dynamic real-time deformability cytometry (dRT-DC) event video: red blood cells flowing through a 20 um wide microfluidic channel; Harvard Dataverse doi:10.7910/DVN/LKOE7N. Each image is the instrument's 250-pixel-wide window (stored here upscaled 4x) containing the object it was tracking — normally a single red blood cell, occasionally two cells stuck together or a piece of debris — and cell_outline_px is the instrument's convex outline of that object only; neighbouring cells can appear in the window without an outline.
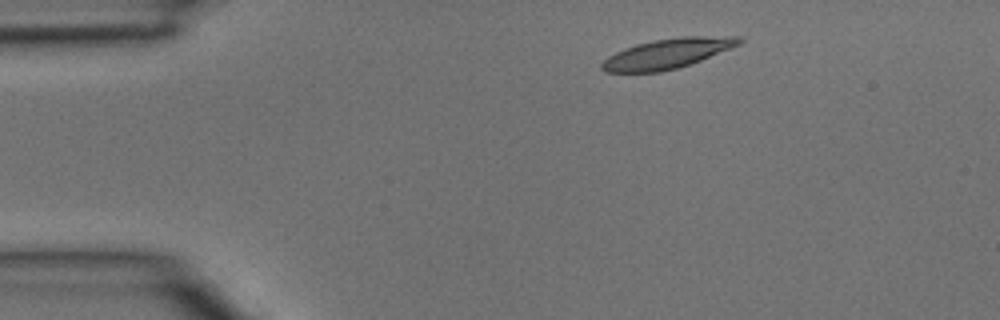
{"species": "common noctule bat (a hibernating species)", "species_latin": "Nyctalus noctula", "temperature_condition": "room temperature", "stored_images_in_passage": 3, "camera_frame_rate_fps": 3000, "um_per_image_px": 0.085, "animal": {"sex": "male", "body_mass_g": 15.6}, "frame": {"image": 1, "passage_image": 1, "time_ms": 0.0, "image_size_px": [1000, 320], "cell_outline_px": [[744, 40], [740, 44], [700, 60], [676, 68], [660, 72], [604, 72], [600, 68], [600, 64], [608, 56], [616, 52], [636, 44], [652, 40], [680, 36], [740, 36]], "centroid_in_image_um": [56.71, 4.54], "position_along_channel_um": 28.3, "area_um2": 23.81}}